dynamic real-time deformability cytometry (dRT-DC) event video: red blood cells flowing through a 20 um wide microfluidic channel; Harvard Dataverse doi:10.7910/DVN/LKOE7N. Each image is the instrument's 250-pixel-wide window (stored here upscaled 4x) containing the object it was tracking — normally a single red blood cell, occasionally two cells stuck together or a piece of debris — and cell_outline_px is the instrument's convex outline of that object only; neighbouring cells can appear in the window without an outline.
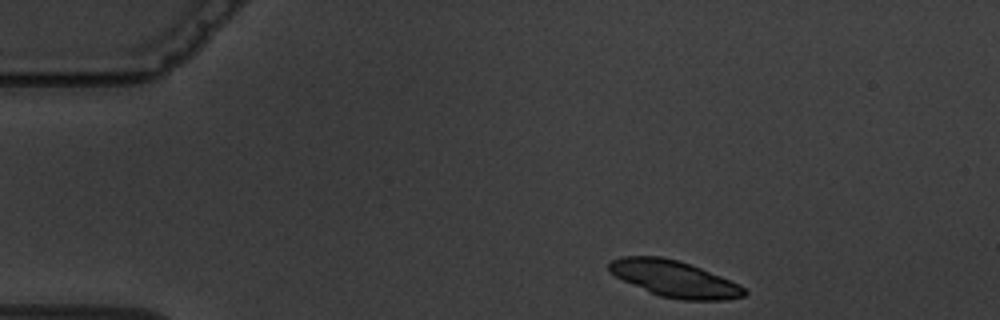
{"species": "common noctule bat (a hibernating species)", "species_latin": "Nyctalus noctula", "temperature_condition": "warm", "stored_images_in_passage": 2, "camera_frame_rate_fps": 3000, "um_per_image_px": 0.085, "animal": {"sex": "male", "body_mass_g": 19.5, "forearm_length_mm": 54.6}, "frame": {"image": 1, "passage_image": 1, "time_ms": 0.0, "image_size_px": [1000, 320], "cell_outline_px": [[748, 292], [744, 296], [724, 300], [680, 300], [660, 296], [624, 280], [616, 276], [608, 268], [608, 264], [612, 260], [620, 256], [660, 256], [676, 260], [700, 268], [740, 284]], "centroid_in_image_um": [57.34, 23.7], "position_along_channel_um": 27.7, "area_um2": 28.21}}